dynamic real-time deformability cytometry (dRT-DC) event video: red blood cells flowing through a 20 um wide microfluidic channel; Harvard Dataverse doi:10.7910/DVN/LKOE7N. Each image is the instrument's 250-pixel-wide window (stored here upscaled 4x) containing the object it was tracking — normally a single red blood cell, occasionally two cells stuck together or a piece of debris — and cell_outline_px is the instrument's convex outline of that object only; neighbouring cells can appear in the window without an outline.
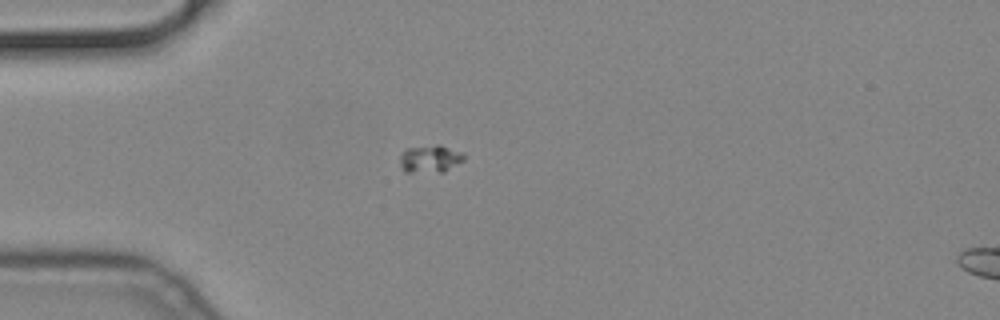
{"species": "common noctule bat (a hibernating species)", "species_latin": "Nyctalus noctula", "temperature_condition": "cold", "stored_images_in_passage": 57, "camera_frame_rate_fps": 3000, "um_per_image_px": 0.085, "animal": {"sex": "male", "body_mass_g": 19.2, "forearm_length_mm": 51.8}, "frame": {"image": 1, "passage_image": 16, "time_ms": 5.0, "image_size_px": [1000, 320], "cell_outline_px": [[464, 160], [444, 172], [404, 172], [400, 164], [400, 156], [404, 148], [436, 144], [440, 144], [464, 152]], "centroid_in_image_um": [36.56, 13.48], "position_along_channel_um": 48.4, "area_um2": 10.58}}